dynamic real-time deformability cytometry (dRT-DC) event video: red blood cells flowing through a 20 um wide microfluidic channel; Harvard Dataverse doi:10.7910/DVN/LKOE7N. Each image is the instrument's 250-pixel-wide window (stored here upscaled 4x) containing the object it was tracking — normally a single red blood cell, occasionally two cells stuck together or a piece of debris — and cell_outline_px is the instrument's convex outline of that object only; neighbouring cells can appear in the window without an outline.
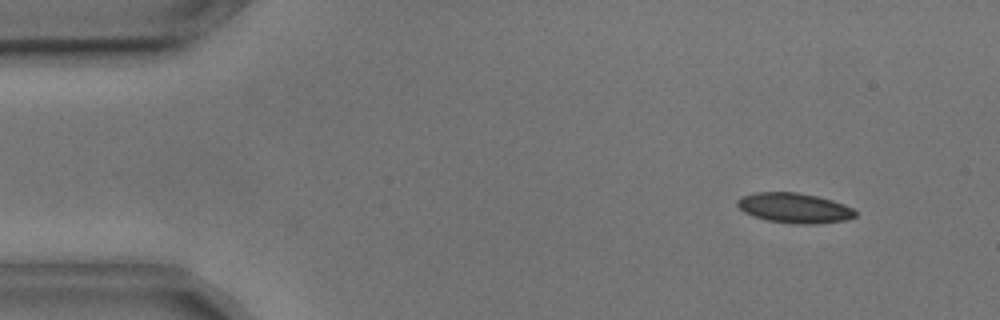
{"species": "common noctule bat (a hibernating species)", "species_latin": "Nyctalus noctula", "temperature_condition": "cold", "stored_images_in_passage": 2, "camera_frame_rate_fps": 3000, "um_per_image_px": 0.085, "animal": {"sex": "male", "body_mass_g": 17.9, "forearm_length_mm": 54.2}, "frame": {"image": 1, "passage_image": 2, "time_ms": 0.333, "image_size_px": [1000, 320], "cell_outline_px": [[856, 216], [844, 220], [816, 224], [792, 224], [768, 220], [752, 216], [744, 212], [736, 204], [736, 200], [740, 196], [756, 192], [796, 192], [816, 196], [832, 200], [844, 204], [852, 208], [856, 212]], "centroid_in_image_um": [67.48, 17.68], "position_along_channel_um": 17.5, "area_um2": 20.69}}